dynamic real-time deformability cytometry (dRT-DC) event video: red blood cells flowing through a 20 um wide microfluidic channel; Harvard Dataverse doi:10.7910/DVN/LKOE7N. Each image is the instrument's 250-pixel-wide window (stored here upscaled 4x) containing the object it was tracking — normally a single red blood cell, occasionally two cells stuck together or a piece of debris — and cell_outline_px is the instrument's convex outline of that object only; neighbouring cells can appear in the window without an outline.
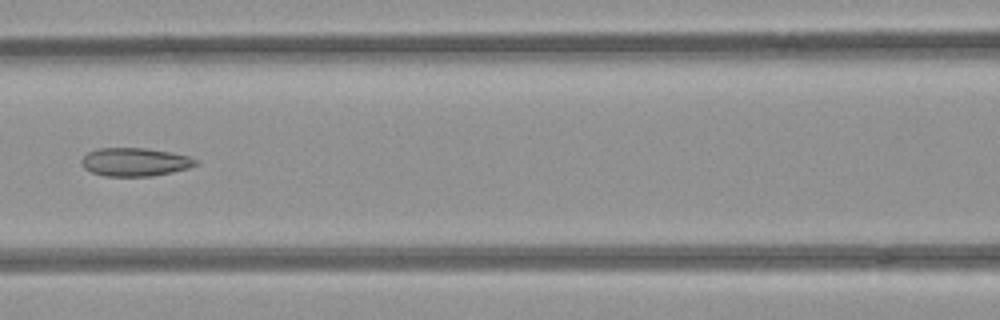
{"species": "common noctule bat (a hibernating species)", "species_latin": "Nyctalus noctula", "temperature_condition": "room temperature", "stored_images_in_passage": 8, "camera_frame_rate_fps": 3000, "um_per_image_px": 0.085, "animal": {"sex": "female", "body_mass_g": 21.9}, "frame": {"image": 1, "passage_image": 7, "time_ms": 2.0, "image_size_px": [1000, 320], "cell_outline_px": [[200, 164], [188, 168], [172, 172], [152, 176], [104, 176], [92, 172], [84, 168], [80, 160], [88, 152], [100, 148], [144, 148], [168, 152], [188, 156], [196, 160]], "centroid_in_image_um": [11.46, 13.77], "position_along_channel_um": 155.1, "area_um2": 18.73}}
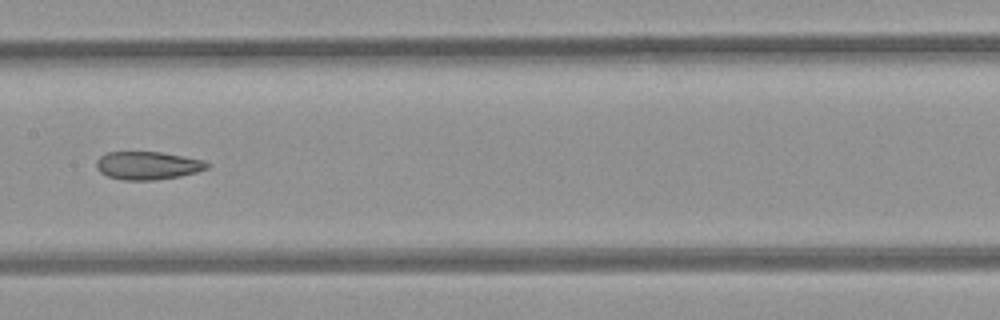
{"frame": {"image": 2, "passage_image": 8, "time_ms": 2.333, "image_size_px": [1000, 320], "cell_outline_px": [[212, 164], [208, 168], [196, 172], [180, 176], [152, 180], [124, 180], [108, 176], [100, 172], [96, 168], [96, 160], [100, 156], [108, 152], [160, 152], [184, 156], [204, 160]], "centroid_in_image_um": [12.57, 14.06], "position_along_channel_um": 194.8, "area_um2": 18.15}}